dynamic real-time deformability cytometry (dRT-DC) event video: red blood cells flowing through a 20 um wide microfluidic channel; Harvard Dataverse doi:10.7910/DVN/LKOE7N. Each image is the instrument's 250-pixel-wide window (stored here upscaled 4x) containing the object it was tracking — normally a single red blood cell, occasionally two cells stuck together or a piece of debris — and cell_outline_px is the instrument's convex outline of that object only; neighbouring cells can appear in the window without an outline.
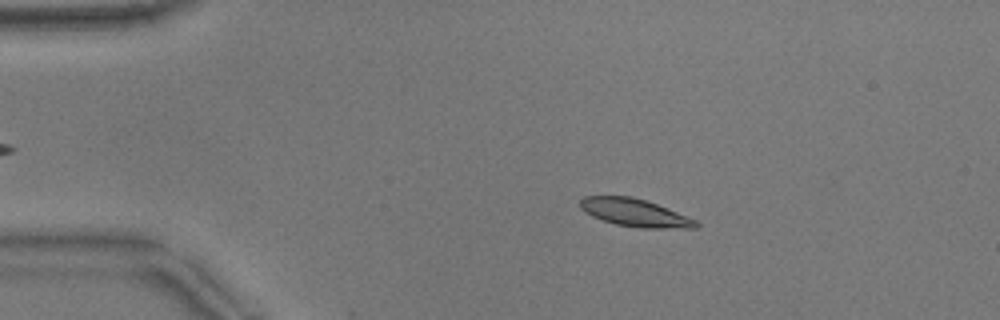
{"species": "common noctule bat (a hibernating species)", "species_latin": "Nyctalus noctula", "temperature_condition": "warm", "stored_images_in_passage": 16, "camera_frame_rate_fps": 3000, "um_per_image_px": 0.085, "animal": {"sex": "male", "body_mass_g": 17.9}, "frame": {"image": 1, "passage_image": 10, "time_ms": 3.0, "image_size_px": [1000, 320], "cell_outline_px": [[700, 224], [696, 228], [640, 228], [616, 224], [592, 216], [584, 212], [580, 208], [580, 200], [584, 196], [632, 196], [656, 204], [696, 220]], "centroid_in_image_um": [53.94, 18.08], "position_along_channel_um": 31.1, "area_um2": 18.5}}